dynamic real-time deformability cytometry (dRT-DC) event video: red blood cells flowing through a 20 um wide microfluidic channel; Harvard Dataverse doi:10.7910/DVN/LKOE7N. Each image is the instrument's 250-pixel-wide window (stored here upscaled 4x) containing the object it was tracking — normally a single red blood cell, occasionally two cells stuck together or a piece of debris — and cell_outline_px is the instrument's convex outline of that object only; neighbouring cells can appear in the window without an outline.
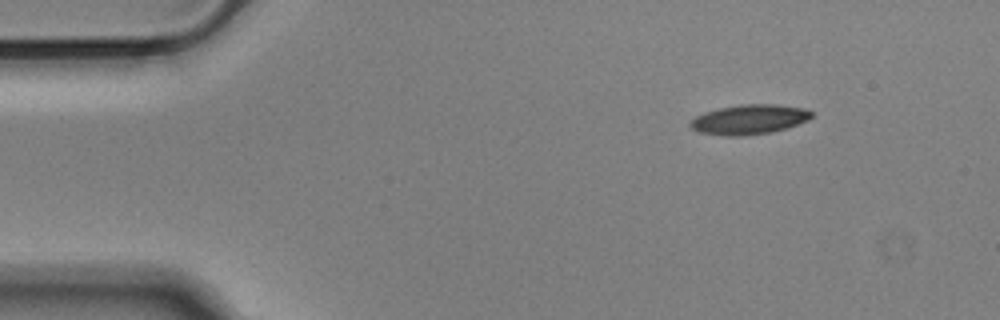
{"species": "Egyptian fruit bat (a non-hibernating species)", "species_latin": "Rousettus aegyptiacus", "temperature_condition": "cold", "stored_images_in_passage": 49, "camera_frame_rate_fps": 3000, "um_per_image_px": 0.085, "animal": {"sex": "male"}, "frame": {"image": 1, "passage_image": 1, "time_ms": 0.0, "image_size_px": [1000, 320], "cell_outline_px": [[812, 116], [808, 120], [772, 132], [740, 136], [728, 136], [696, 132], [688, 124], [696, 116], [704, 112], [720, 108], [740, 104], [776, 104], [804, 108], [812, 112]], "centroid_in_image_um": [63.65, 10.15], "position_along_channel_um": 21.3, "area_um2": 20.92}}
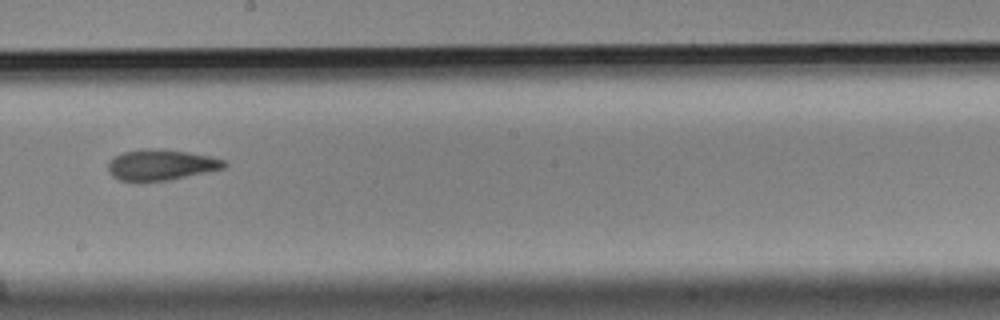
{"frame": {"image": 2, "passage_image": 25, "time_ms": 8.0, "image_size_px": [1000, 320], "cell_outline_px": [[228, 164], [224, 168], [168, 180], [120, 180], [112, 176], [108, 172], [108, 164], [116, 156], [124, 152], [188, 152], [208, 156], [224, 160]], "centroid_in_image_um": [13.72, 14.06], "position_along_channel_um": 234.5, "area_um2": 19.31}}
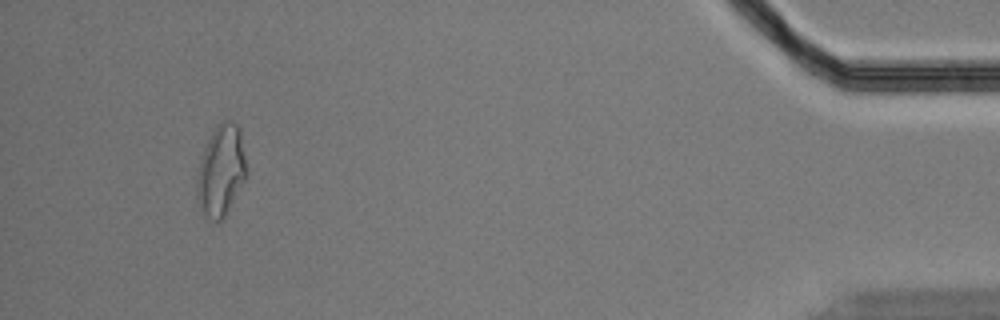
{"frame": {"image": 3, "passage_image": 46, "time_ms": 15.0, "image_size_px": [1000, 320], "cell_outline_px": [[248, 172], [244, 180], [224, 216], [216, 224], [204, 220], [200, 212], [196, 196], [196, 180], [200, 160], [204, 148], [212, 132], [220, 120], [232, 120], [240, 128]], "centroid_in_image_um": [18.76, 14.54], "position_along_channel_um": 416.4, "area_um2": 26.82}, "authors_computed_cell_mechanics": {"area_um2": 21.386, "velocity_mm_per_s": 3.6018, "shape_relaxation_time_tau1_ms": null, "shape_relaxation_time_tau2_ms": 3.7166, "deformation_change_tau1": null, "deformation_change_tau2": 0.1104}}